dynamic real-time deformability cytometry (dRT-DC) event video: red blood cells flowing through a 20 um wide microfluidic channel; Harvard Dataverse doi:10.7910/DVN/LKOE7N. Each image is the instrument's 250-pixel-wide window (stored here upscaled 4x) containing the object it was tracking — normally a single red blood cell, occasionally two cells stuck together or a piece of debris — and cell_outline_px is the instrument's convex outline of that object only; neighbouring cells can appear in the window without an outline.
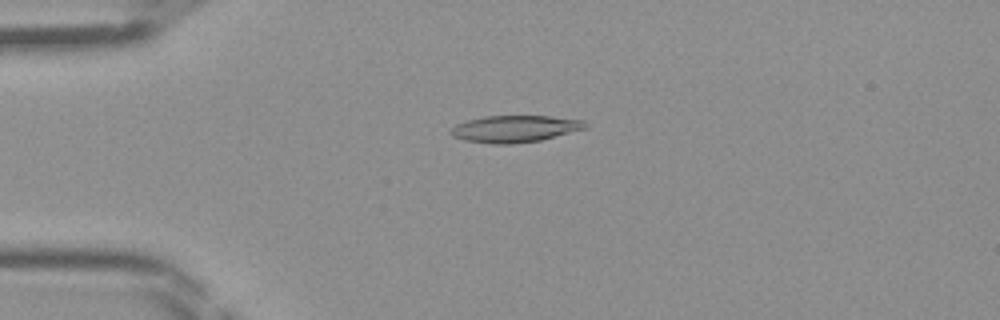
{"species": "Egyptian fruit bat (a non-hibernating species)", "species_latin": "Rousettus aegyptiacus", "temperature_condition": "room temperature", "stored_images_in_passage": 45, "camera_frame_rate_fps": 3000, "um_per_image_px": 0.085, "frame": {"image": 1, "passage_image": 11, "time_ms": 3.333, "image_size_px": [1000, 320], "cell_outline_px": [[588, 128], [540, 140], [512, 144], [492, 144], [464, 140], [452, 136], [448, 132], [456, 124], [468, 120], [484, 116], [548, 116], [584, 120], [588, 124]], "centroid_in_image_um": [43.76, 10.95], "position_along_channel_um": 41.2, "area_um2": 21.1}}
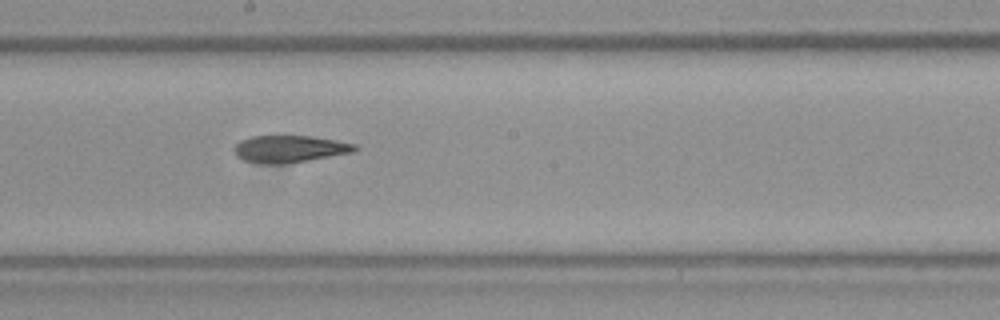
{"frame": {"image": 2, "passage_image": 25, "time_ms": 8.0, "image_size_px": [1000, 320], "cell_outline_px": [[360, 148], [356, 152], [284, 164], [260, 164], [244, 160], [236, 156], [232, 148], [240, 140], [248, 136], [284, 132], [312, 136], [336, 140], [356, 144]], "centroid_in_image_um": [24.58, 12.6], "position_along_channel_um": 223.6, "area_um2": 20.29}}
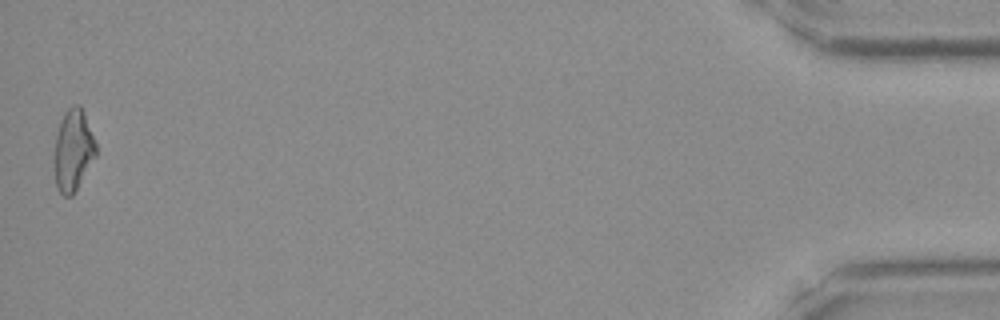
{"frame": {"image": 3, "passage_image": 45, "time_ms": 14.667, "image_size_px": [1000, 320], "cell_outline_px": [[96, 156], [72, 196], [64, 196], [60, 192], [56, 184], [56, 136], [60, 120], [64, 112], [72, 104], [80, 104], [84, 112], [96, 144]], "centroid_in_image_um": [6.24, 12.72], "position_along_channel_um": 429.0, "area_um2": 19.36}}